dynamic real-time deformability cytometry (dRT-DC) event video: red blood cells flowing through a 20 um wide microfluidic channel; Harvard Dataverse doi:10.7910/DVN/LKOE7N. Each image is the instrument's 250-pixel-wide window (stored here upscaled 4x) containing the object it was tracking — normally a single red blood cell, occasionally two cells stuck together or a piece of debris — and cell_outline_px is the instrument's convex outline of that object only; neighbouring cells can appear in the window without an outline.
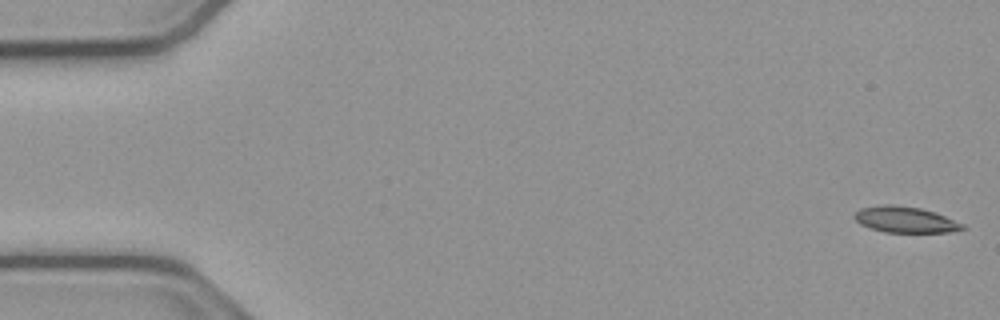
{"species": "common noctule bat (a hibernating species)", "species_latin": "Nyctalus noctula", "temperature_condition": "cold", "stored_images_in_passage": 54, "camera_frame_rate_fps": 3000, "um_per_image_px": 0.085, "animal": {"sex": "male", "body_mass_g": 23.1, "forearm_length_mm": 52.7}, "frame": {"image": 1, "passage_image": 1, "time_ms": 0.0, "image_size_px": [1000, 320], "cell_outline_px": [[968, 228], [948, 232], [884, 232], [860, 224], [852, 216], [860, 208], [884, 204], [888, 204], [920, 208], [944, 216], [964, 224]], "centroid_in_image_um": [76.93, 18.67], "position_along_channel_um": 8.1, "area_um2": 16.18}}
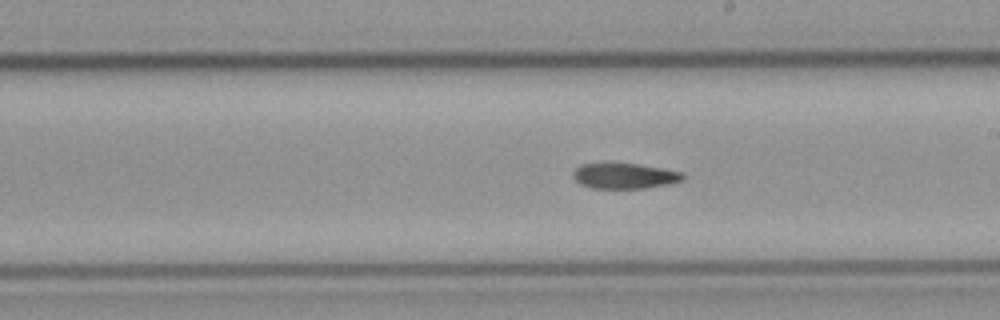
{"frame": {"image": 2, "passage_image": 30, "time_ms": 9.667, "image_size_px": [1000, 320], "cell_outline_px": [[684, 180], [672, 184], [644, 188], [592, 188], [580, 184], [572, 176], [572, 172], [580, 164], [640, 164], [664, 168], [684, 172]], "centroid_in_image_um": [53.14, 14.96], "position_along_channel_um": 235.9, "area_um2": 16.42}}
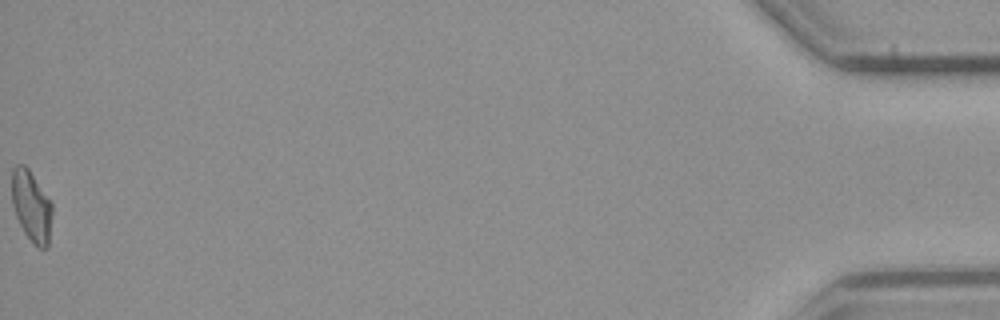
{"frame": {"image": 3, "passage_image": 54, "time_ms": 17.667, "image_size_px": [1000, 320], "cell_outline_px": [[52, 212], [48, 248], [36, 248], [24, 232], [16, 216], [12, 204], [12, 168], [16, 164], [24, 164], [28, 168], [52, 200]], "centroid_in_image_um": [2.68, 17.52], "position_along_channel_um": 432.5, "area_um2": 16.99}}